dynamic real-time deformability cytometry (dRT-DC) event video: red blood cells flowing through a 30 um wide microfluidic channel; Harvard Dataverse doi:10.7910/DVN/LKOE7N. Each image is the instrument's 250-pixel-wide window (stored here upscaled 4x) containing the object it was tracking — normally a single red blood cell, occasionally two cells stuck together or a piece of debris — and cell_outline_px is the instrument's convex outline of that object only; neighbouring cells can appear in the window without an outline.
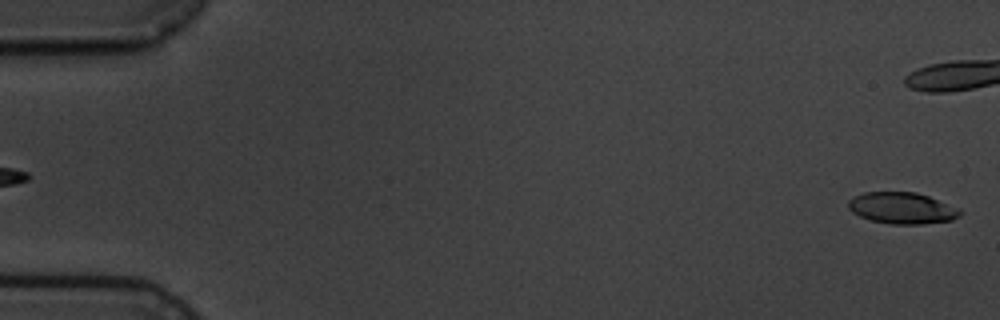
{"species": "common noctule bat (a hibernating species)", "species_latin": "Nyctalus noctula", "temperature_condition": "cold", "stored_images_in_passage": 5, "segment_of_instrument_passage": [2, 2], "camera_frame_rate_fps": 3000, "um_per_image_px": 0.085, "animal": {"sex": "male", "body_mass_g": 19.5, "forearm_length_mm": 54.6}, "frame": {"image": 1, "passage_image": 5, "time_ms": 5.667, "image_size_px": [1000, 320], "cell_outline_px": [[964, 212], [960, 216], [952, 220], [920, 224], [888, 224], [872, 220], [860, 216], [852, 212], [848, 208], [848, 200], [852, 196], [864, 192], [916, 192], [928, 196], [960, 208]], "centroid_in_image_um": [76.68, 17.68], "position_along_channel_um": 8.3, "area_um2": 20.63}}